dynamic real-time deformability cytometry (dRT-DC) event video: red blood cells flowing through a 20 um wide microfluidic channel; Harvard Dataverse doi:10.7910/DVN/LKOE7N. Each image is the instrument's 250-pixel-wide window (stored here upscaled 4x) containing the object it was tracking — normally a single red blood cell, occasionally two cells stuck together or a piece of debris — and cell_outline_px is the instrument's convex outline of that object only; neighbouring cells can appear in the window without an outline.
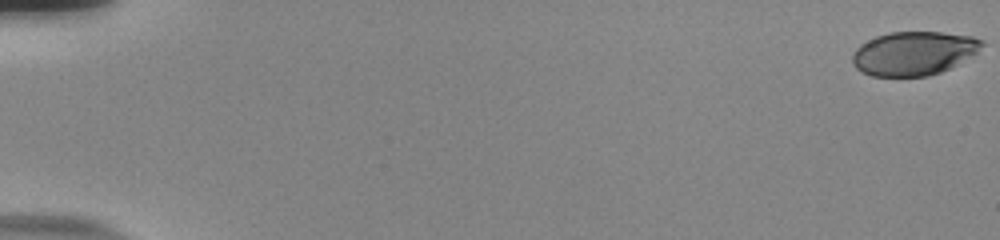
{"species": "human", "species_latin": "Homo sapiens", "temperature_condition": "room temperature", "stored_images_in_passage": 16, "camera_frame_rate_fps": 3000, "um_per_image_px": 0.085, "donor": {"sex": "male"}, "frame": {"image": 1, "passage_image": 1, "time_ms": 0.0, "image_size_px": [1000, 240], "cell_outline_px": [[984, 44], [976, 52], [948, 68], [940, 72], [928, 76], [872, 76], [860, 72], [852, 64], [852, 56], [856, 48], [860, 44], [876, 36], [888, 32], [940, 32], [972, 36], [984, 40]], "centroid_in_image_um": [77.61, 4.52], "position_along_channel_um": 7.4, "area_um2": 32.89}}